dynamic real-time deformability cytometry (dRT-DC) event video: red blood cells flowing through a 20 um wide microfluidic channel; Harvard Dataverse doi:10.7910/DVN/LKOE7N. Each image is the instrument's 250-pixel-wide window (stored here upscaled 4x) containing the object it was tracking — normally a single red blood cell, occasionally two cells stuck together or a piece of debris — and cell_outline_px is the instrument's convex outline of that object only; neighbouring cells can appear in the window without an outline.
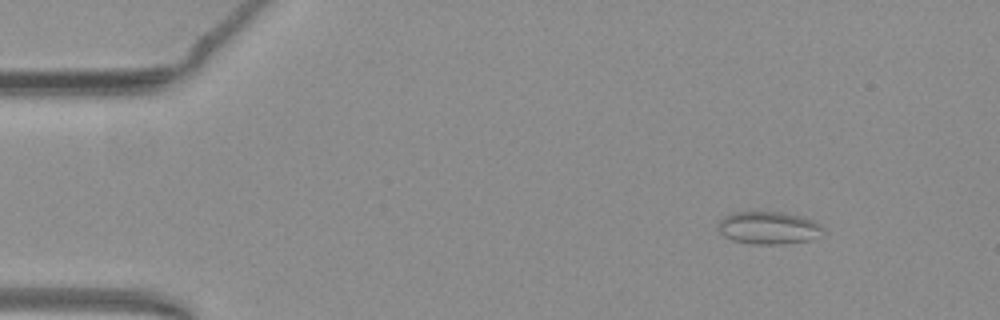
{"species": "common noctule bat (a hibernating species)", "species_latin": "Nyctalus noctula", "temperature_condition": "warm", "stored_images_in_passage": 48, "camera_frame_rate_fps": 3000, "um_per_image_px": 0.085, "animal": {"sex": "female", "body_mass_g": 19.3, "forearm_length_mm": 54.1}, "frame": {"image": 1, "passage_image": 2, "time_ms": 0.333, "image_size_px": [1000, 320], "cell_outline_px": [[824, 236], [808, 240], [780, 244], [756, 244], [732, 240], [724, 236], [720, 232], [720, 220], [724, 216], [732, 212], [784, 212], [800, 216], [812, 220], [820, 224], [824, 228]], "centroid_in_image_um": [65.38, 19.36], "position_along_channel_um": 19.6, "area_um2": 19.94}}
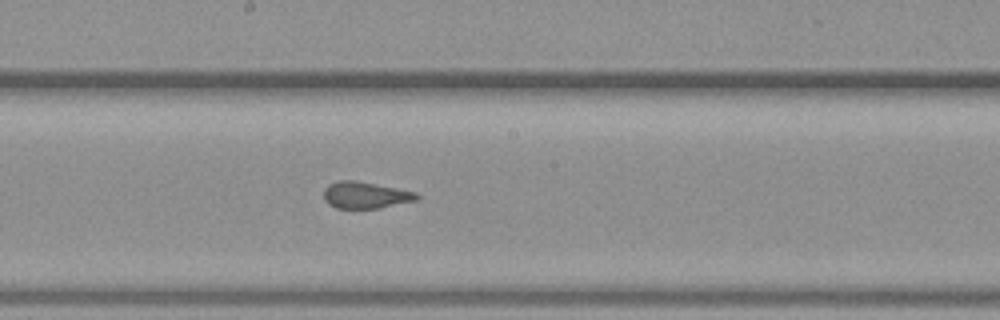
{"frame": {"image": 2, "passage_image": 24, "time_ms": 7.667, "image_size_px": [1000, 320], "cell_outline_px": [[420, 200], [380, 208], [336, 208], [328, 204], [324, 200], [324, 188], [328, 184], [336, 180], [352, 180], [396, 188], [416, 192], [420, 196]], "centroid_in_image_um": [31.07, 16.59], "position_along_channel_um": 217.1, "area_um2": 14.57}}
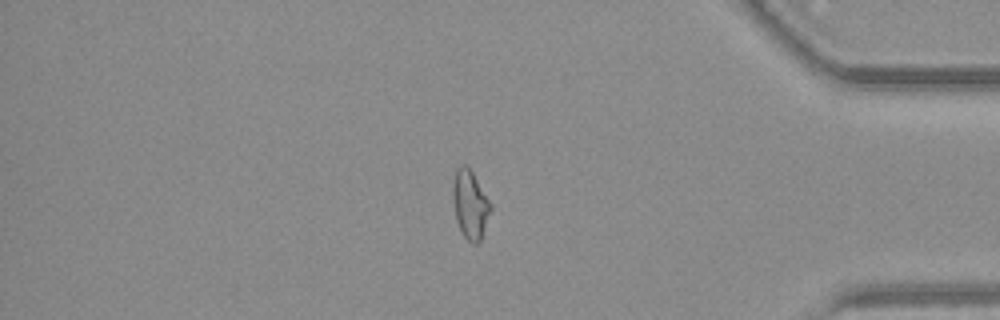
{"frame": {"image": 3, "passage_image": 40, "time_ms": 13.0, "image_size_px": [1000, 320], "cell_outline_px": [[492, 208], [480, 240], [476, 244], [472, 244], [464, 236], [456, 220], [452, 196], [452, 188], [456, 172], [460, 164], [464, 164], [472, 172], [492, 204]], "centroid_in_image_um": [39.96, 17.39], "position_along_channel_um": 395.2, "area_um2": 14.85}, "authors_computed_cell_mechanics": {"area_um2": 15.5193, "velocity_mm_per_s": 3.9327, "shape_relaxation_time_tau1_ms": null, "shape_relaxation_time_tau2_ms": 1.0997, "deformation_change_tau1": null, "deformation_change_tau2": 0.0771}}